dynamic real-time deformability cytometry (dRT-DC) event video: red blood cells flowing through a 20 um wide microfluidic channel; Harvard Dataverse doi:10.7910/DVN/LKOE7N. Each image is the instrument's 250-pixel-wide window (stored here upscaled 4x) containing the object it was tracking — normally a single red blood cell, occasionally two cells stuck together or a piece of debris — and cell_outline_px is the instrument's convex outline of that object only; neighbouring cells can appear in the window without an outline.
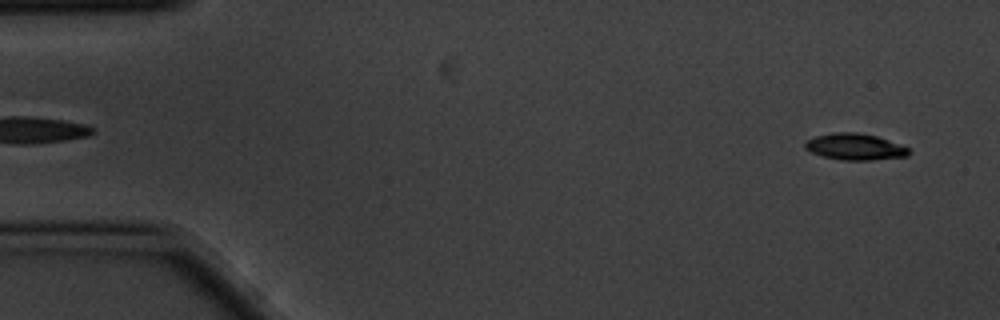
{"species": "common noctule bat (a hibernating species)", "species_latin": "Nyctalus noctula", "temperature_condition": "cold", "stored_images_in_passage": 4, "camera_frame_rate_fps": 3000, "um_per_image_px": 0.085, "animal": {"sex": "male", "body_mass_g": 20.1, "forearm_length_mm": 53.5}, "frame": {"image": 1, "passage_image": 1, "time_ms": 0.0, "image_size_px": [1000, 320], "cell_outline_px": [[912, 152], [908, 156], [872, 160], [840, 160], [824, 156], [812, 152], [804, 148], [804, 144], [808, 140], [816, 136], [836, 132], [856, 132], [876, 136], [908, 148]], "centroid_in_image_um": [72.68, 12.48], "position_along_channel_um": 12.3, "area_um2": 15.78}}
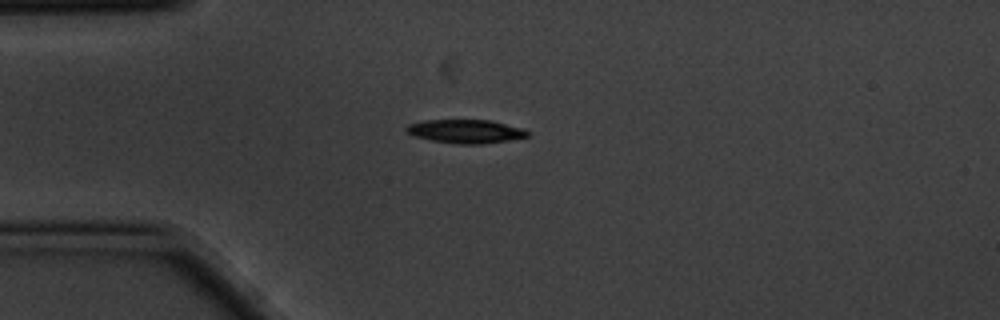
{"frame": {"image": 2, "passage_image": 4, "time_ms": 1.0, "image_size_px": [1000, 320], "cell_outline_px": [[528, 136], [508, 140], [480, 144], [456, 144], [432, 140], [412, 136], [404, 128], [408, 124], [424, 120], [492, 120], [524, 128], [528, 132]], "centroid_in_image_um": [39.56, 11.15], "position_along_channel_um": 45.4, "area_um2": 16.7}}